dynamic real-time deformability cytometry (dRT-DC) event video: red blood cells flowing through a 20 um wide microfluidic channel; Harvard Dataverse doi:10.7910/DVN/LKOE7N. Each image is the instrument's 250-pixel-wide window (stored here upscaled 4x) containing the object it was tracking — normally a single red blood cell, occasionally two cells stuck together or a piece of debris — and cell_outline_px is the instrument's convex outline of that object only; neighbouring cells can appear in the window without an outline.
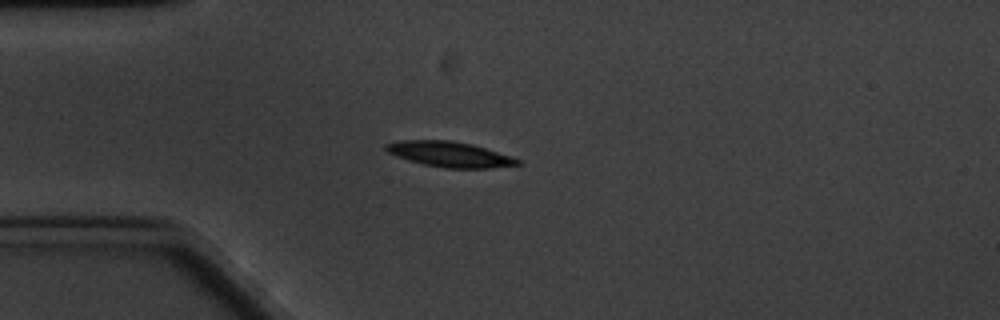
{"species": "common noctule bat (a hibernating species)", "species_latin": "Nyctalus noctula", "temperature_condition": "cold", "stored_images_in_passage": 7, "camera_frame_rate_fps": 3000, "um_per_image_px": 0.085, "animal": {"sex": "male", "body_mass_g": 20.1, "forearm_length_mm": 53.5}, "frame": {"image": 1, "passage_image": 3, "time_ms": 2.333, "image_size_px": [1000, 320], "cell_outline_px": [[520, 164], [488, 168], [444, 168], [424, 164], [408, 160], [388, 152], [384, 148], [384, 144], [400, 140], [452, 140], [472, 144], [520, 160]], "centroid_in_image_um": [38.16, 13.1], "position_along_channel_um": 46.8, "area_um2": 19.13}}